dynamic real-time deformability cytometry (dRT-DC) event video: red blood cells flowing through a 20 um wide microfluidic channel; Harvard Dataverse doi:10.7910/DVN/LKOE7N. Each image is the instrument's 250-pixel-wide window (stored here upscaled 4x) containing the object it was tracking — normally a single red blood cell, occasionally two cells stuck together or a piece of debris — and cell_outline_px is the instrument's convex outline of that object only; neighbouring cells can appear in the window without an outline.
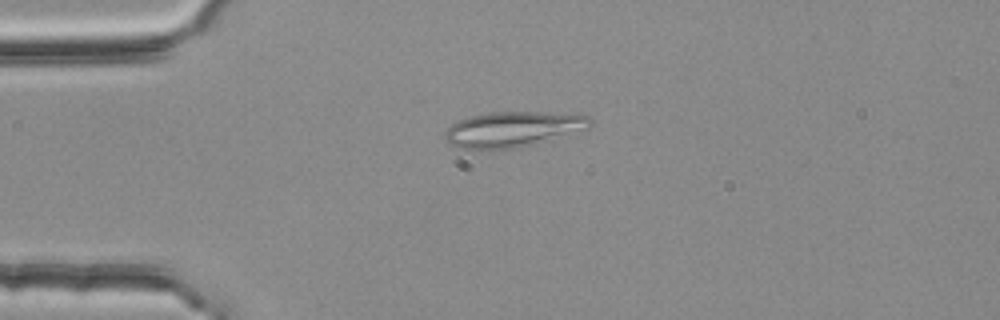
{"species": "common noctule bat (a hibernating species)", "species_latin": "Nyctalus noctula", "temperature_condition": "room temperature", "stored_images_in_passage": 2, "camera_frame_rate_fps": 3000, "um_per_image_px": 0.085, "animal": {"sex": "female", "body_mass_g": 25.1}, "frame": {"image": 1, "passage_image": 1, "time_ms": 0.0, "image_size_px": [1000, 320], "cell_outline_px": [[592, 124], [588, 128], [516, 148], [500, 152], [480, 152], [460, 148], [448, 144], [444, 136], [444, 132], [452, 124], [460, 120], [472, 116], [492, 112], [580, 112], [588, 116], [592, 120]], "centroid_in_image_um": [43.56, 11.01], "position_along_channel_um": 41.4, "area_um2": 30.75}}